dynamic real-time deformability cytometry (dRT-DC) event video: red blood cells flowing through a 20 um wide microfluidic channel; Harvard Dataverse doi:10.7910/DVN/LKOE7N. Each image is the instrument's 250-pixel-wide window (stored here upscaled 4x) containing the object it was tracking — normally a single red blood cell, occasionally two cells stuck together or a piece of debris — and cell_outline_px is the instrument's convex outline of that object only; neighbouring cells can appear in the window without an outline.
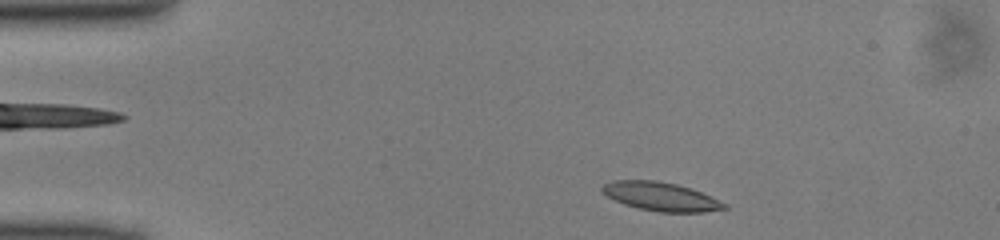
{"species": "common noctule bat (a hibernating species)", "species_latin": "Nyctalus noctula", "temperature_condition": "cold", "stored_images_in_passage": 43, "camera_frame_rate_fps": 3000, "um_per_image_px": 0.085, "animal": {"sex": "male", "body_mass_g": 13.0, "forearm_length_mm": 53.1}, "frame": {"image": 1, "passage_image": 2, "time_ms": 0.333, "image_size_px": [1000, 240], "cell_outline_px": [[728, 208], [704, 212], [660, 212], [640, 208], [624, 204], [600, 192], [600, 188], [604, 184], [616, 180], [656, 180], [676, 184], [692, 188], [728, 204]], "centroid_in_image_um": [56.19, 16.7], "position_along_channel_um": 28.8, "area_um2": 20.35}}
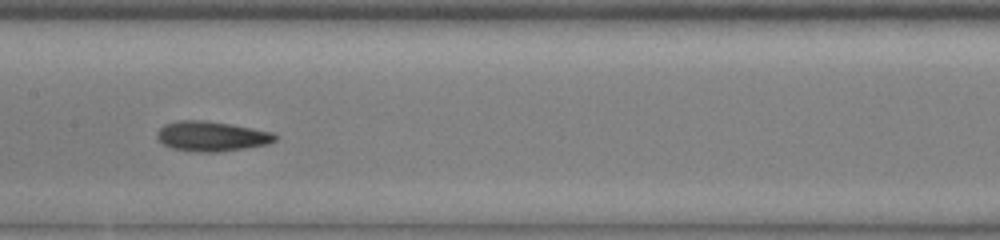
{"frame": {"image": 2, "passage_image": 18, "time_ms": 5.667, "image_size_px": [1000, 240], "cell_outline_px": [[276, 140], [268, 144], [220, 152], [200, 152], [172, 148], [164, 144], [156, 136], [156, 132], [164, 124], [176, 120], [204, 120], [252, 128], [272, 132], [276, 136]], "centroid_in_image_um": [17.96, 11.58], "position_along_channel_um": 189.4, "area_um2": 20.46}}
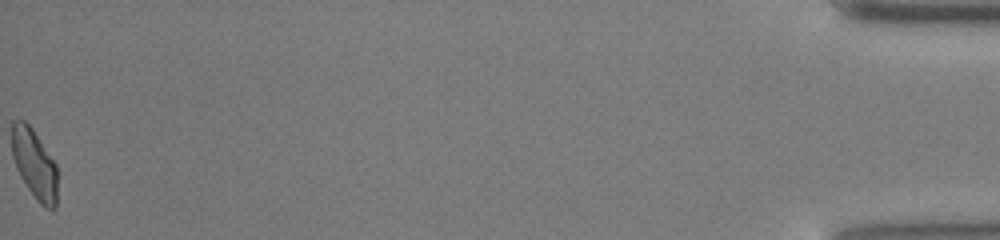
{"frame": {"image": 3, "passage_image": 43, "time_ms": 14.0, "image_size_px": [1000, 240], "cell_outline_px": [[56, 208], [52, 212], [44, 208], [36, 200], [20, 176], [16, 168], [12, 156], [12, 120], [24, 120], [32, 128], [56, 164]], "centroid_in_image_um": [2.92, 13.98], "position_along_channel_um": 432.3, "area_um2": 18.5}}